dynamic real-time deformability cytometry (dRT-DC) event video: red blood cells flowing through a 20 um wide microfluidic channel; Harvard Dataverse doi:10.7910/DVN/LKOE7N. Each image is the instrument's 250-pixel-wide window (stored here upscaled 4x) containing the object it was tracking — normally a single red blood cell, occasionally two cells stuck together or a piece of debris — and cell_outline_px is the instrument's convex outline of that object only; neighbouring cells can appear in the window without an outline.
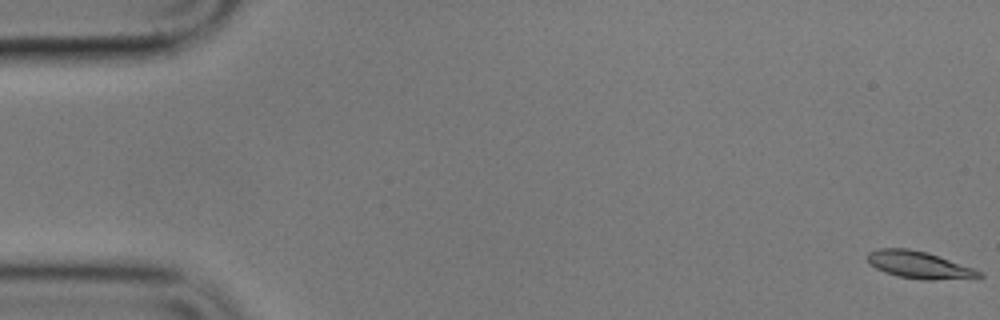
{"species": "common noctule bat (a hibernating species)", "species_latin": "Nyctalus noctula", "temperature_condition": "cold", "stored_images_in_passage": 15, "camera_frame_rate_fps": 3000, "um_per_image_px": 0.085, "animal": {"sex": "male", "body_mass_g": 17.9}, "frame": {"image": 1, "passage_image": 1, "time_ms": 0.0, "image_size_px": [1000, 320], "cell_outline_px": [[984, 276], [976, 280], [924, 280], [896, 276], [884, 272], [868, 264], [868, 252], [880, 248], [908, 248], [928, 252], [984, 272]], "centroid_in_image_um": [78.22, 22.55], "position_along_channel_um": 6.8, "area_um2": 18.26}}
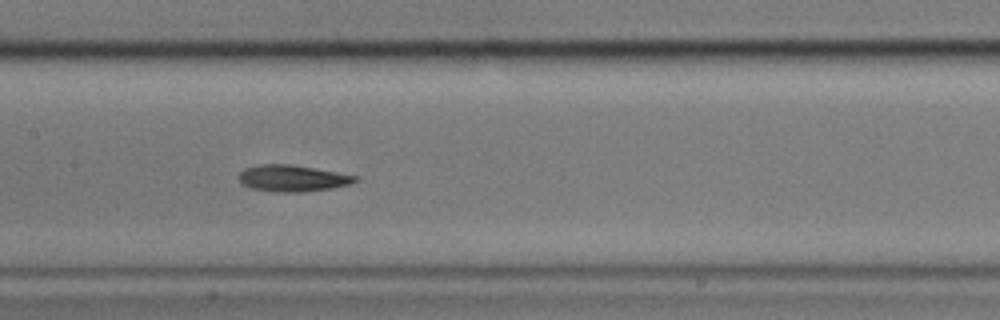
{"frame": {"image": 2, "passage_image": 8, "time_ms": 9.0, "image_size_px": [1000, 320], "cell_outline_px": [[360, 180], [348, 184], [332, 188], [304, 192], [272, 192], [252, 188], [244, 184], [240, 180], [240, 172], [244, 168], [260, 164], [288, 164], [360, 176]], "centroid_in_image_um": [24.89, 15.16], "position_along_channel_um": 182.5, "area_um2": 17.86}}
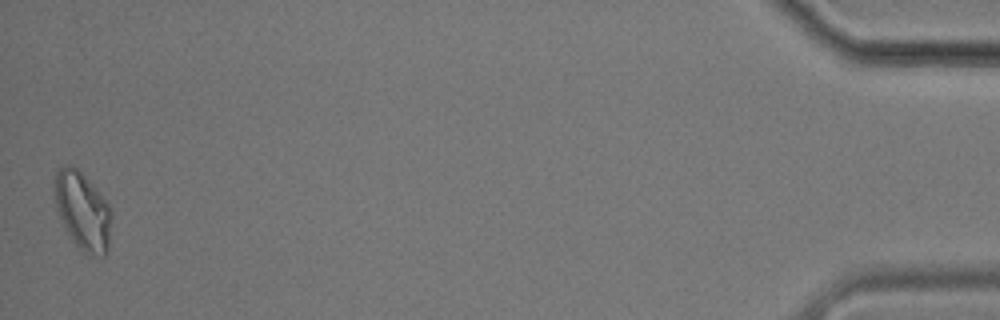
{"frame": {"image": 3, "passage_image": 15, "time_ms": 18.667, "image_size_px": [1000, 320], "cell_outline_px": [[112, 216], [108, 248], [104, 256], [84, 252], [72, 240], [56, 208], [56, 172], [64, 164], [72, 164], [84, 176], [108, 204], [112, 212]], "centroid_in_image_um": [7.05, 17.93], "position_along_channel_um": 428.2, "area_um2": 25.03}, "authors_computed_cell_mechanics": {"area_um2": 17.8602, "velocity_mm_per_s": 3.5024, "shape_relaxation_time_tau1_ms": 5.0371, "shape_relaxation_time_tau2_ms": 2.9108, "deformation_change_tau1": 0.1346, "deformation_change_tau2": 0.0979}}